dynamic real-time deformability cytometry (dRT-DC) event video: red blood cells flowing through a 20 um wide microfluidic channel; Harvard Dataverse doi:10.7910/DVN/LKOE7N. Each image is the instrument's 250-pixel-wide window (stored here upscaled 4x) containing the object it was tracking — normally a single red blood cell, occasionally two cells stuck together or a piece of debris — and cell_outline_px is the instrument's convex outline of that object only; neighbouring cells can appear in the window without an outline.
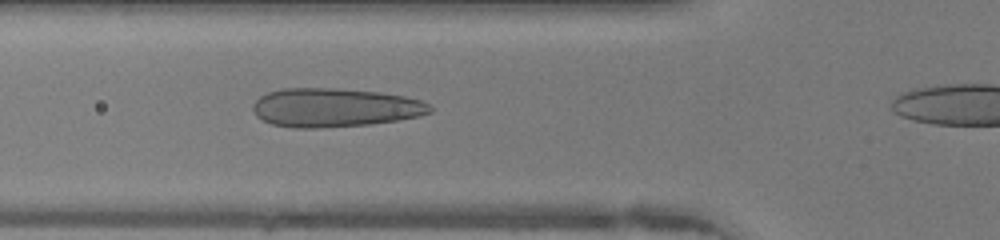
{"species": "human", "species_latin": "Homo sapiens", "temperature_condition": "warm", "stored_images_in_passage": 29, "camera_frame_rate_fps": 3000, "um_per_image_px": 0.085, "donor": {"sex": "female"}, "frame": {"image": 1, "passage_image": 7, "time_ms": 2.0, "image_size_px": [1000, 240], "cell_outline_px": [[432, 112], [420, 116], [396, 120], [368, 124], [320, 128], [292, 128], [272, 124], [256, 116], [252, 108], [252, 104], [260, 96], [268, 92], [280, 88], [340, 88], [380, 92], [404, 96], [420, 100], [428, 104], [432, 108]], "centroid_in_image_um": [28.42, 9.14], "position_along_channel_um": 97.4, "area_um2": 40.17}}
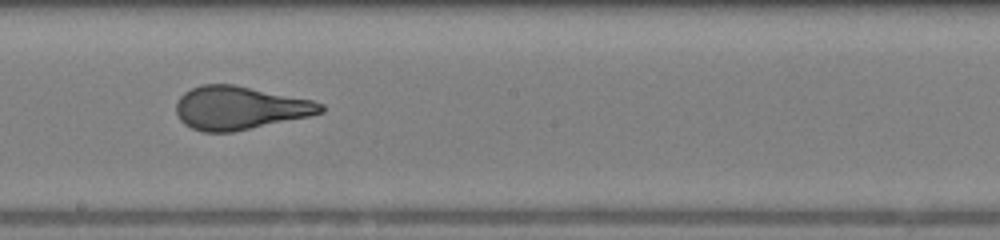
{"frame": {"image": 2, "passage_image": 16, "time_ms": 5.0, "image_size_px": [1000, 240], "cell_outline_px": [[324, 112], [308, 116], [232, 132], [204, 132], [192, 128], [184, 124], [180, 120], [176, 112], [176, 104], [180, 96], [184, 92], [200, 84], [232, 84], [312, 100], [324, 104]], "centroid_in_image_um": [20.34, 9.17], "position_along_channel_um": 227.9, "area_um2": 36.18}}
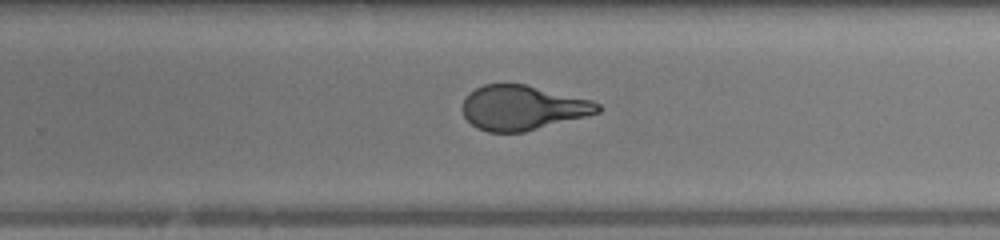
{"frame": {"image": 3, "passage_image": 20, "time_ms": 6.333, "image_size_px": [1000, 240], "cell_outline_px": [[600, 112], [524, 132], [488, 132], [476, 128], [464, 116], [464, 100], [468, 92], [484, 84], [524, 84], [592, 100], [600, 104]], "centroid_in_image_um": [44.41, 9.16], "position_along_channel_um": 285.4, "area_um2": 34.85}}